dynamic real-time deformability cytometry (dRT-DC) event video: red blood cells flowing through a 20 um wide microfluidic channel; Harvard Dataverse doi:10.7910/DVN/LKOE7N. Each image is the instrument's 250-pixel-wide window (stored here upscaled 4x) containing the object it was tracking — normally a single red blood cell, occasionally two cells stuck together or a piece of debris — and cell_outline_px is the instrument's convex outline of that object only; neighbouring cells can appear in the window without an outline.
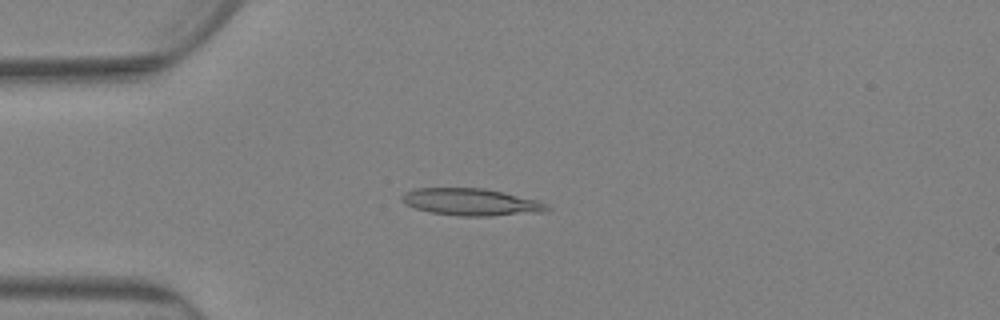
{"species": "Egyptian fruit bat (a non-hibernating species)", "species_latin": "Rousettus aegyptiacus", "temperature_condition": "warm", "stored_images_in_passage": 83, "camera_frame_rate_fps": 3000, "um_per_image_px": 0.085, "animal": {"sex": "female"}, "frame": {"image": 1, "passage_image": 22, "time_ms": 7.0, "image_size_px": [1000, 320], "cell_outline_px": [[552, 208], [544, 212], [492, 216], [460, 216], [432, 212], [416, 208], [400, 200], [400, 196], [404, 192], [416, 188], [484, 188], [504, 192], [536, 200], [548, 204]], "centroid_in_image_um": [40.08, 17.17], "position_along_channel_um": 44.9, "area_um2": 22.95}}
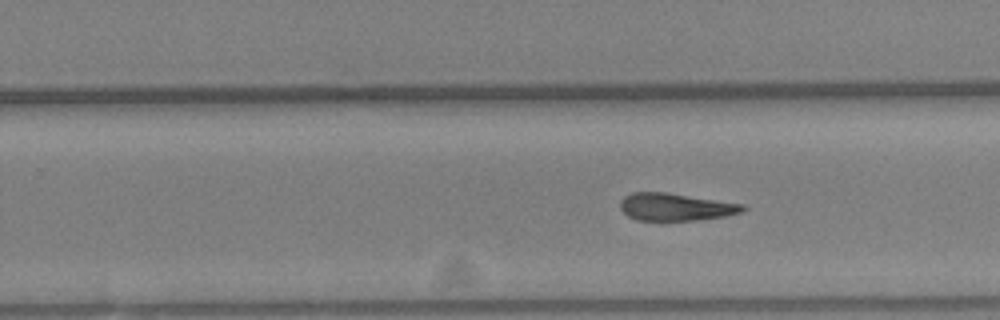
{"frame": {"image": 2, "passage_image": 52, "time_ms": 17.0, "image_size_px": [1000, 320], "cell_outline_px": [[748, 208], [744, 212], [724, 216], [696, 220], [636, 220], [628, 216], [620, 208], [620, 200], [624, 196], [632, 192], [668, 192], [744, 204]], "centroid_in_image_um": [57.44, 17.58], "position_along_channel_um": 272.4, "area_um2": 19.77}}
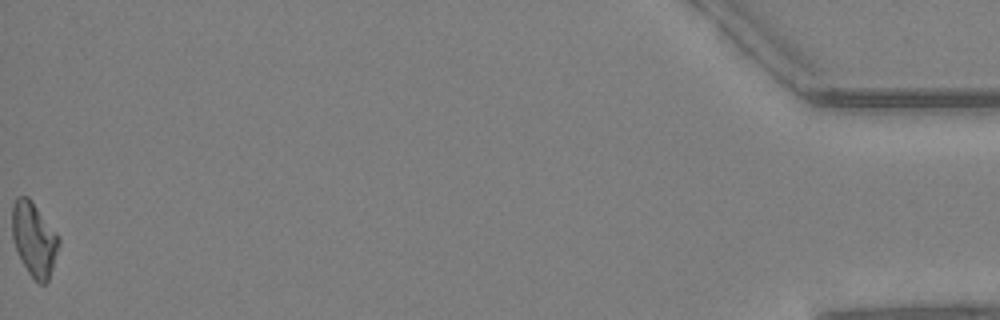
{"frame": {"image": 3, "passage_image": 83, "time_ms": 27.333, "image_size_px": [1000, 320], "cell_outline_px": [[60, 244], [48, 280], [44, 284], [40, 284], [28, 272], [16, 248], [12, 236], [12, 204], [16, 196], [28, 196], [32, 200], [60, 236]], "centroid_in_image_um": [2.91, 20.27], "position_along_channel_um": 432.3, "area_um2": 20.11}, "authors_computed_cell_mechanics": {"area_um2": 20.808, "velocity_mm_per_s": 2.4956, "shape_relaxation_time_tau1_ms": null, "shape_relaxation_time_tau2_ms": 10.3708, "deformation_change_tau1": null, "deformation_change_tau2": 0.2117}}